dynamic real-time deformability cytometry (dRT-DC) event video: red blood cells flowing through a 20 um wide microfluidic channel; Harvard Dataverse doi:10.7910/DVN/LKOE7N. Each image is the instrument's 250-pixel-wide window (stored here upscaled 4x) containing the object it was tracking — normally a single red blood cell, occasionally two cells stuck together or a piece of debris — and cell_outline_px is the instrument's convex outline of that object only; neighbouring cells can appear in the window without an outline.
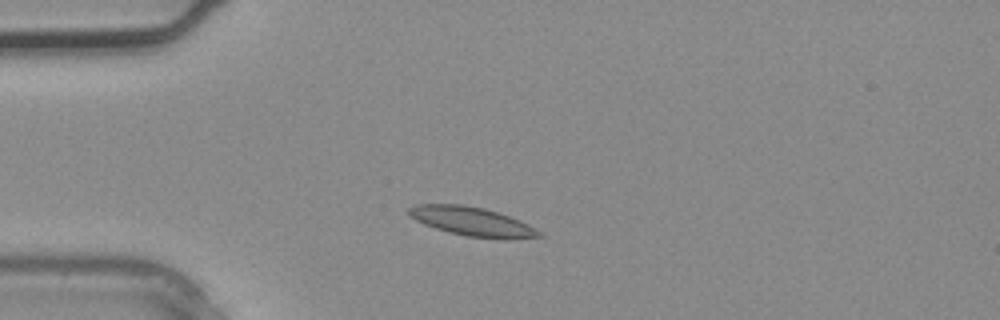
{"species": "common noctule bat (a hibernating species)", "species_latin": "Nyctalus noctula", "temperature_condition": "warm", "stored_images_in_passage": 1, "camera_frame_rate_fps": 3000, "um_per_image_px": 0.085, "animal": {"sex": "male", "body_mass_g": 20.4}, "frame": {"image": 1, "passage_image": 1, "time_ms": 0.0, "image_size_px": [1000, 320], "cell_outline_px": [[544, 236], [464, 236], [448, 232], [424, 224], [416, 220], [408, 212], [408, 208], [416, 204], [464, 204], [484, 208], [520, 220], [528, 224], [540, 232]], "centroid_in_image_um": [39.99, 18.76], "position_along_channel_um": 45.0, "area_um2": 20.87}}